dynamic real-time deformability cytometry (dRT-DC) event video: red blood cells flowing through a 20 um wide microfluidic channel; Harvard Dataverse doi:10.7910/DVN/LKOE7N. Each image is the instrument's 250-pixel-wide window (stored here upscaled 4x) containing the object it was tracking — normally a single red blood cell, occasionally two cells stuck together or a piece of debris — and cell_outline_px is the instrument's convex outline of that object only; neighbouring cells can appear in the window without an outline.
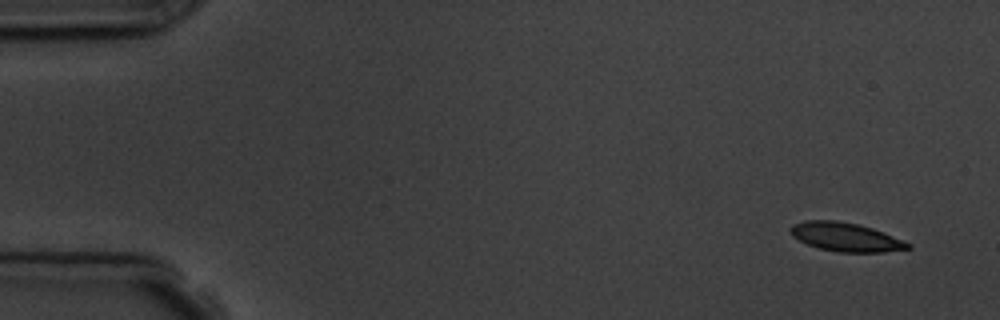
{"species": "common noctule bat (a hibernating species)", "species_latin": "Nyctalus noctula", "temperature_condition": "room temperature", "stored_images_in_passage": 4, "camera_frame_rate_fps": 3000, "um_per_image_px": 0.085, "animal": {"sex": "male", "body_mass_g": 19.5, "forearm_length_mm": 54.6}, "frame": {"image": 1, "passage_image": 1, "time_ms": 0.0, "image_size_px": [1000, 320], "cell_outline_px": [[912, 248], [884, 252], [836, 252], [820, 248], [808, 244], [792, 236], [788, 228], [792, 224], [804, 220], [836, 220], [856, 224], [872, 228], [884, 232], [912, 244]], "centroid_in_image_um": [71.88, 20.14], "position_along_channel_um": 13.1, "area_um2": 19.71}}